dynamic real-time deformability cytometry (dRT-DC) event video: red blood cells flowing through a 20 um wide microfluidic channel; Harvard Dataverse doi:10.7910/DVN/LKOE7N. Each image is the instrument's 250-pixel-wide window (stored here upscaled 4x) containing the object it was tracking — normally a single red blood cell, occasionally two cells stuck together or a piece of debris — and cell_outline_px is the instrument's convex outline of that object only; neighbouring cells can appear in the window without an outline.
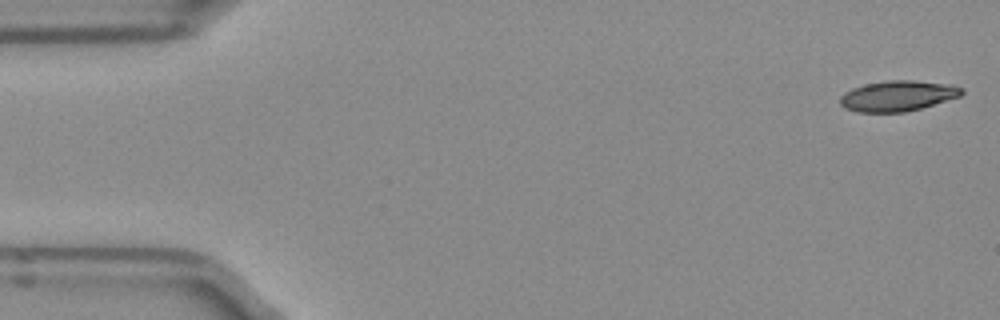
{"species": "Egyptian fruit bat (a non-hibernating species)", "species_latin": "Rousettus aegyptiacus", "temperature_condition": "room temperature", "stored_images_in_passage": 5, "camera_frame_rate_fps": 3000, "um_per_image_px": 0.085, "frame": {"image": 1, "passage_image": 1, "time_ms": 0.0, "image_size_px": [1000, 320], "cell_outline_px": [[964, 92], [960, 96], [920, 108], [904, 112], [856, 112], [844, 108], [840, 104], [840, 96], [844, 92], [852, 88], [864, 84], [888, 80], [912, 80], [944, 84], [960, 88]], "centroid_in_image_um": [76.22, 8.16], "position_along_channel_um": 8.8, "area_um2": 21.39}}
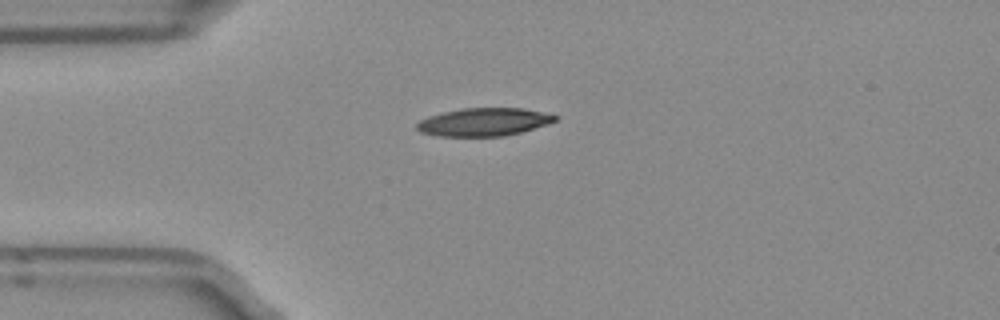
{"frame": {"image": 2, "passage_image": 4, "time_ms": 1.0, "image_size_px": [1000, 320], "cell_outline_px": [[560, 116], [556, 120], [548, 124], [520, 132], [504, 136], [440, 136], [420, 132], [416, 128], [416, 124], [420, 120], [428, 116], [460, 108], [524, 108]], "centroid_in_image_um": [41.12, 10.36], "position_along_channel_um": 43.9, "area_um2": 22.54}}